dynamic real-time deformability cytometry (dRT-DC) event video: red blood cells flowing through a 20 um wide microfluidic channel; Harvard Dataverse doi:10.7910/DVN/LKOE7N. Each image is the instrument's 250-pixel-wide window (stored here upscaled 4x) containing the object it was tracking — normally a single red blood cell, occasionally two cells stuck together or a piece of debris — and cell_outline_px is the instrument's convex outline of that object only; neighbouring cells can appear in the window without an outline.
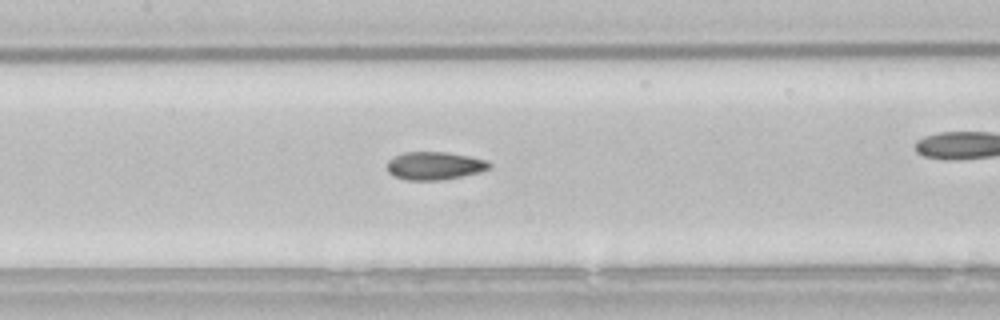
{"species": "common noctule bat (a hibernating species)", "species_latin": "Nyctalus noctula", "temperature_condition": "room temperature", "stored_images_in_passage": 33, "camera_frame_rate_fps": 3000, "um_per_image_px": 0.085, "animal": {"sex": "male", "body_mass_g": 21.5, "forearm_length_mm": 52.0}, "frame": {"image": 1, "passage_image": 15, "time_ms": 4.667, "image_size_px": [1000, 320], "cell_outline_px": [[492, 168], [480, 172], [440, 180], [404, 180], [392, 176], [388, 172], [388, 160], [392, 156], [404, 152], [448, 152], [488, 160], [492, 164]], "centroid_in_image_um": [36.93, 14.08], "position_along_channel_um": 170.5, "area_um2": 16.88}}